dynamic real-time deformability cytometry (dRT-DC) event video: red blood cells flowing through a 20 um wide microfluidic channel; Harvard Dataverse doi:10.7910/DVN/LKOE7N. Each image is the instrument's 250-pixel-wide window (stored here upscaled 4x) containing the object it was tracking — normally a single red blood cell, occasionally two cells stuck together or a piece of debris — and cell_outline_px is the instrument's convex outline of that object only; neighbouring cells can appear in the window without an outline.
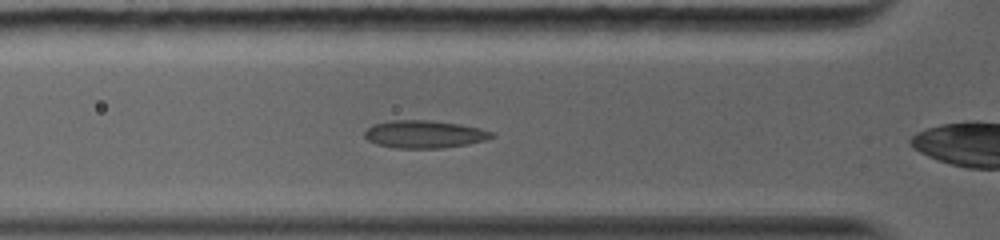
{"species": "common noctule bat (a hibernating species)", "species_latin": "Nyctalus noctula", "temperature_condition": "warm", "stored_images_in_passage": 25, "camera_frame_rate_fps": 5000, "um_per_image_px": 0.085, "animal": {"sex": "female", "body_mass_g": 19.0, "forearm_length_mm": 56.7}, "frame": {"image": 1, "passage_image": 4, "time_ms": 1.4, "image_size_px": [1000, 240], "cell_outline_px": [[496, 136], [488, 140], [468, 144], [440, 148], [396, 148], [376, 144], [368, 140], [364, 136], [364, 132], [372, 124], [388, 120], [428, 120], [460, 124], [480, 128], [496, 132]], "centroid_in_image_um": [36.1, 11.4], "position_along_channel_um": 89.7, "area_um2": 20.75}}
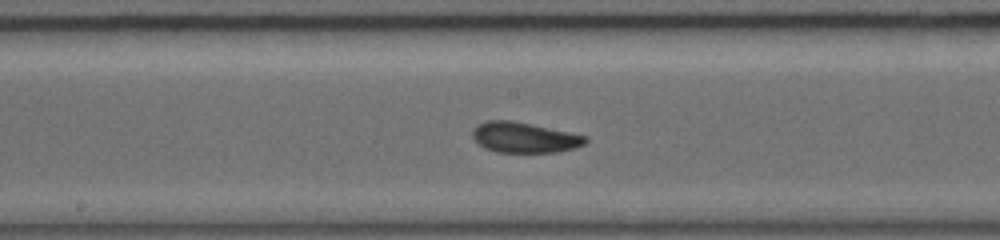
{"frame": {"image": 2, "passage_image": 10, "time_ms": 4.2, "image_size_px": [1000, 240], "cell_outline_px": [[588, 140], [584, 144], [576, 148], [560, 152], [496, 152], [484, 148], [472, 136], [472, 132], [480, 124], [488, 120], [512, 120], [532, 124], [588, 136]], "centroid_in_image_um": [44.62, 11.69], "position_along_channel_um": 203.6, "area_um2": 20.0}}
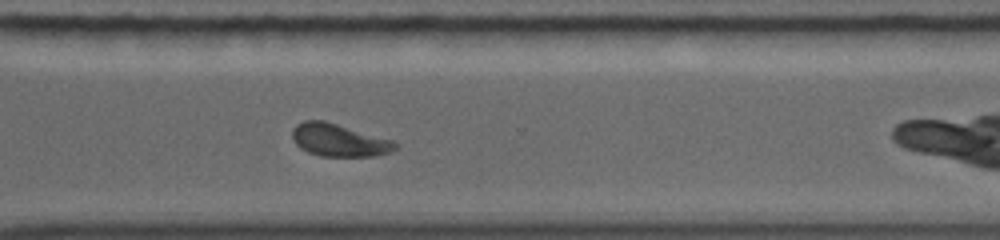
{"frame": {"image": 3, "passage_image": 19, "time_ms": 7.6, "image_size_px": [1000, 240], "cell_outline_px": [[400, 148], [392, 152], [376, 156], [320, 156], [308, 152], [300, 148], [292, 140], [292, 128], [296, 124], [304, 120], [324, 120], [392, 140]], "centroid_in_image_um": [28.8, 11.92], "position_along_channel_um": 341.8, "area_um2": 19.71}, "authors_computed_cell_mechanics": {"area_um2": 20.2878, "velocity_mm_per_s": 4.0593, "shape_relaxation_time_tau1_ms": 5.6159, "shape_relaxation_time_tau2_ms": 1.1345, "deformation_change_tau1": 0.1404, "deformation_change_tau2": 0.0548}}